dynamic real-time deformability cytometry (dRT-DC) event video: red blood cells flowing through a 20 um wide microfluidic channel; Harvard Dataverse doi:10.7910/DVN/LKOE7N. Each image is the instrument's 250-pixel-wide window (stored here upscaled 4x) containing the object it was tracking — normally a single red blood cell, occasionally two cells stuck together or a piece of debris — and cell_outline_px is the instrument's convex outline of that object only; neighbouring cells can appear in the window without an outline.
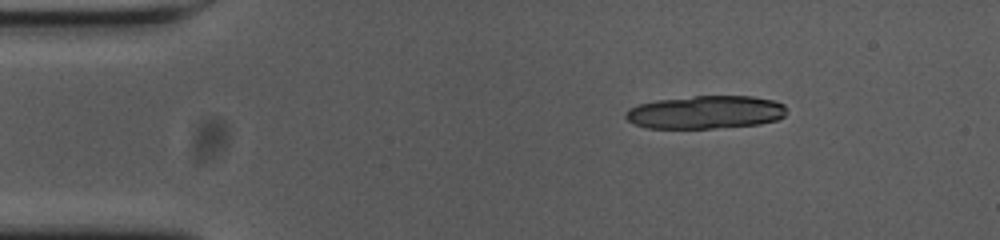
{"species": "common noctule bat (a hibernating species)", "species_latin": "Nyctalus noctula", "temperature_condition": "cold", "stored_images_in_passage": 11, "camera_frame_rate_fps": 3000, "um_per_image_px": 0.085, "animal": {"sex": "female", "body_mass_g": 23.0, "forearm_length_mm": 53.4}, "frame": {"image": 1, "passage_image": 1, "time_ms": 0.0, "image_size_px": [1000, 240], "cell_outline_px": [[784, 116], [776, 120], [760, 124], [712, 128], [648, 128], [636, 124], [628, 120], [624, 116], [624, 112], [628, 108], [640, 104], [656, 100], [696, 96], [752, 96], [772, 100], [784, 104]], "centroid_in_image_um": [59.94, 9.54], "position_along_channel_um": 25.1, "area_um2": 30.87}}